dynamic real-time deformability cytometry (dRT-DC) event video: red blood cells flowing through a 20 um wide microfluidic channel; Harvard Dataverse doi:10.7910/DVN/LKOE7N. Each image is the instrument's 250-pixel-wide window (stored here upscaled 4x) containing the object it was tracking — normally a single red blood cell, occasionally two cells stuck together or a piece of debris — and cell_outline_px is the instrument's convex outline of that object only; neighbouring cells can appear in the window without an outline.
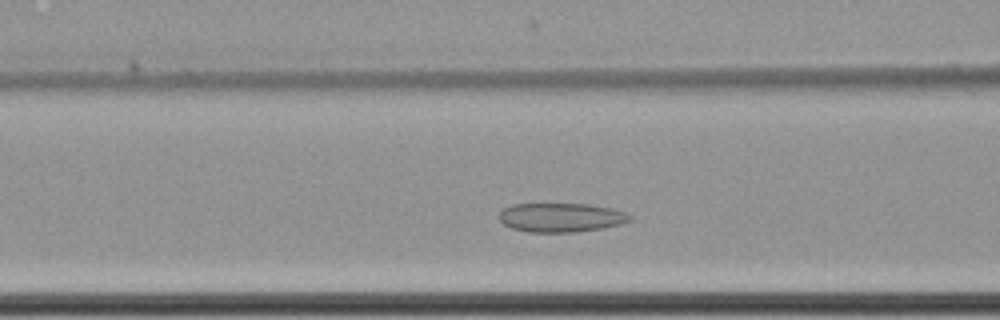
{"species": "common noctule bat (a hibernating species)", "species_latin": "Nyctalus noctula", "temperature_condition": "cold", "stored_images_in_passage": 40, "camera_frame_rate_fps": 3000, "um_per_image_px": 0.085, "animal": {"sex": "female", "body_mass_g": 22.7, "forearm_length_mm": 54.2}, "frame": {"image": 1, "passage_image": 13, "time_ms": 4.0, "image_size_px": [1000, 320], "cell_outline_px": [[632, 220], [620, 224], [600, 228], [576, 232], [528, 232], [512, 228], [504, 224], [500, 220], [500, 212], [504, 208], [512, 204], [588, 204], [612, 208], [624, 212], [632, 216]], "centroid_in_image_um": [47.69, 18.48], "position_along_channel_um": 118.9, "area_um2": 22.02}}
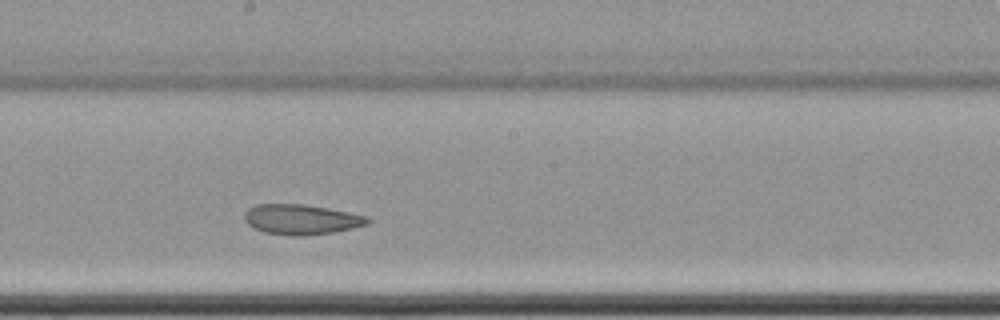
{"frame": {"image": 2, "passage_image": 22, "time_ms": 7.0, "image_size_px": [1000, 320], "cell_outline_px": [[372, 220], [368, 224], [352, 228], [332, 232], [300, 236], [288, 236], [264, 232], [248, 224], [244, 220], [244, 212], [248, 208], [256, 204], [304, 204], [328, 208], [368, 216]], "centroid_in_image_um": [25.6, 18.64], "position_along_channel_um": 222.6, "area_um2": 21.68}}
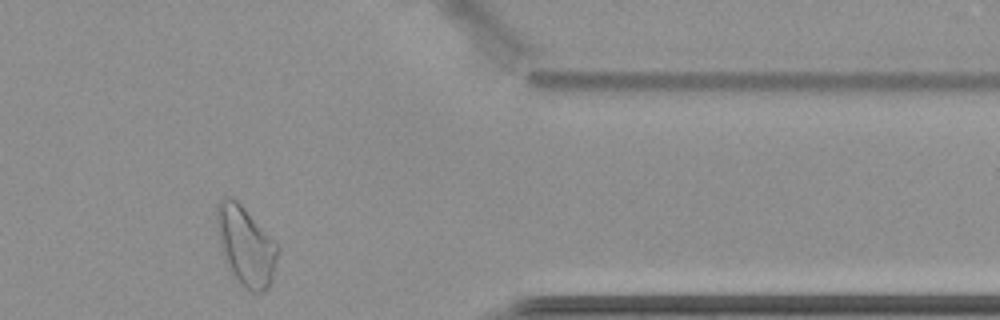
{"frame": {"image": 3, "passage_image": 38, "time_ms": 12.333, "image_size_px": [1000, 320], "cell_outline_px": [[280, 248], [272, 280], [268, 288], [260, 292], [252, 292], [244, 288], [240, 284], [228, 268], [224, 260], [220, 244], [216, 220], [216, 208], [220, 200], [224, 196], [232, 196], [240, 204]], "centroid_in_image_um": [20.88, 20.92], "position_along_channel_um": 390.5, "area_um2": 27.86}, "authors_computed_cell_mechanics": {"area_um2": 22.6576, "velocity_mm_per_s": 3.4586, "shape_relaxation_time_tau1_ms": null, "shape_relaxation_time_tau2_ms": 5.2575, "deformation_change_tau1": null, "deformation_change_tau2": 0.0824}}